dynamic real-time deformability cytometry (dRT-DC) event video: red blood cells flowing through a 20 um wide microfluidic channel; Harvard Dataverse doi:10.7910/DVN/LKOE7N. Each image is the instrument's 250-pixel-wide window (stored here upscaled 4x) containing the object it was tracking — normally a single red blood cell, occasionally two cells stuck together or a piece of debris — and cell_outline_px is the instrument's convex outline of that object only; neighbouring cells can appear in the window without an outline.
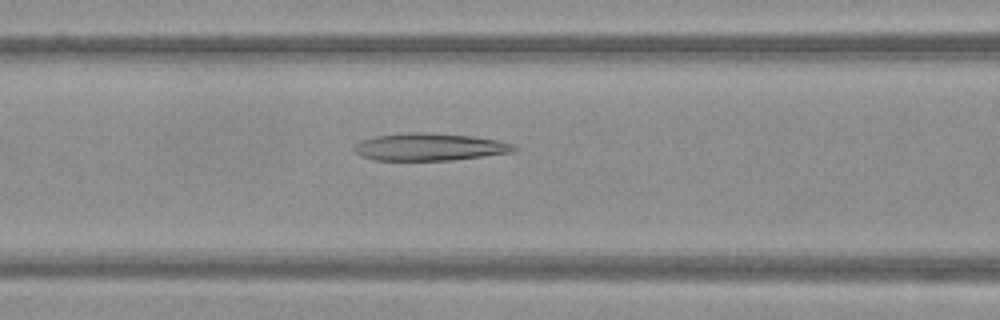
{"species": "Egyptian fruit bat (a non-hibernating species)", "species_latin": "Rousettus aegyptiacus", "temperature_condition": "warm", "stored_images_in_passage": 49, "camera_frame_rate_fps": 3000, "um_per_image_px": 0.085, "frame": {"image": 1, "passage_image": 20, "time_ms": 6.333, "image_size_px": [1000, 320], "cell_outline_px": [[516, 148], [512, 152], [452, 160], [372, 160], [360, 156], [352, 148], [356, 144], [364, 140], [376, 136], [416, 132], [472, 136], [496, 140], [512, 144]], "centroid_in_image_um": [36.47, 12.5], "position_along_channel_um": 130.1, "area_um2": 25.03}}
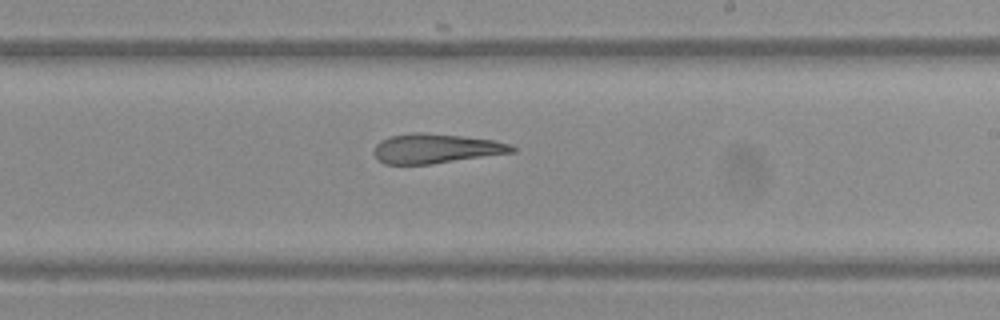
{"frame": {"image": 2, "passage_image": 29, "time_ms": 9.333, "image_size_px": [1000, 320], "cell_outline_px": [[516, 152], [432, 164], [384, 164], [372, 152], [376, 144], [380, 140], [392, 136], [412, 132], [424, 132], [460, 136], [492, 140], [508, 144], [516, 148]], "centroid_in_image_um": [37.03, 12.63], "position_along_channel_um": 252.0, "area_um2": 23.7}}
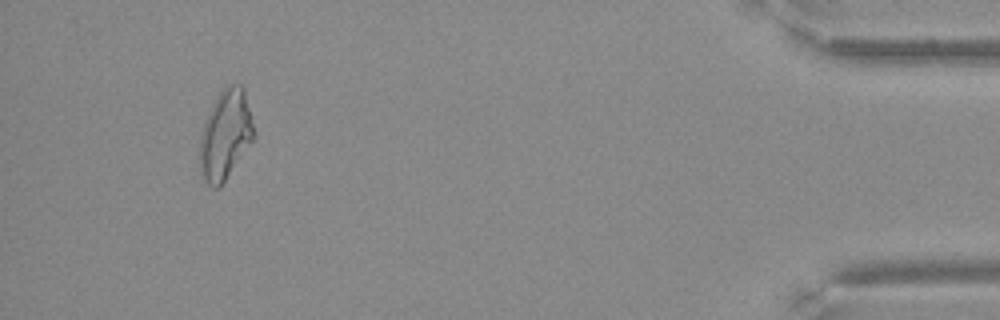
{"frame": {"image": 3, "passage_image": 46, "time_ms": 15.0, "image_size_px": [1000, 320], "cell_outline_px": [[256, 140], [220, 188], [212, 188], [200, 176], [200, 136], [204, 120], [216, 96], [224, 84], [240, 84], [244, 88], [256, 136]], "centroid_in_image_um": [19.18, 11.48], "position_along_channel_um": 416.0, "area_um2": 29.13}}